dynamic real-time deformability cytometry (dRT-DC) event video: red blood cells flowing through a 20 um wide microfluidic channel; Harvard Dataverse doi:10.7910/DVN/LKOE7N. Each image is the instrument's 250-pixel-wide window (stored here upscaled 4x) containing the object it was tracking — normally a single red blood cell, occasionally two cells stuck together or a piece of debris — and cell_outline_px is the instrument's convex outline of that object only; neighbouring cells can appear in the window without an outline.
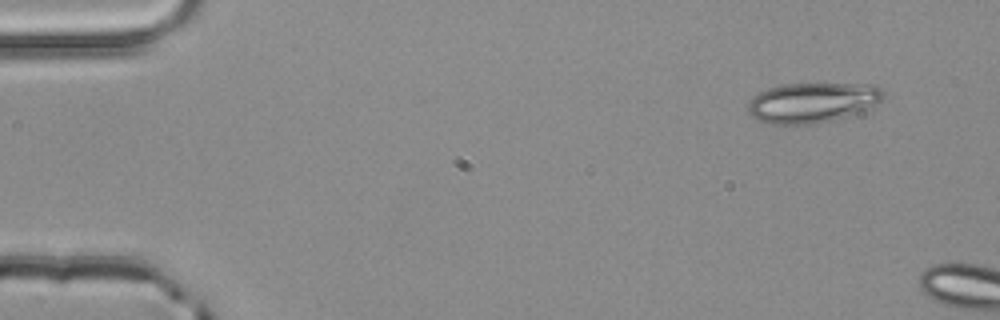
{"species": "common noctule bat (a hibernating species)", "species_latin": "Nyctalus noctula", "temperature_condition": "room temperature", "stored_images_in_passage": 2, "camera_frame_rate_fps": 3000, "um_per_image_px": 0.085, "animal": {"sex": "male", "body_mass_g": 20.4}, "frame": {"image": 1, "passage_image": 1, "time_ms": 0.0, "image_size_px": [1000, 320], "cell_outline_px": [[884, 96], [880, 100], [864, 112], [816, 124], [772, 124], [760, 120], [752, 116], [748, 112], [748, 104], [752, 96], [768, 88], [784, 84], [868, 84], [880, 88], [884, 92]], "centroid_in_image_um": [69.05, 8.72], "position_along_channel_um": 15.9, "area_um2": 31.62}}